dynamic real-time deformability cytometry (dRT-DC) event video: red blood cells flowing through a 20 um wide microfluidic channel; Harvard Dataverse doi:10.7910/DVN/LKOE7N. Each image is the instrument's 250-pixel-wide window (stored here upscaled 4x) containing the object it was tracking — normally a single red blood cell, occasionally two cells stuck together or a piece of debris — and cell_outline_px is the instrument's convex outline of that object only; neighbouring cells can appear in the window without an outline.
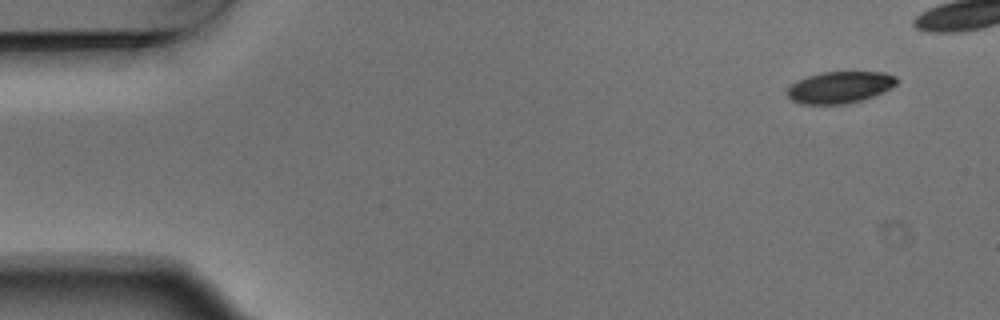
{"species": "Egyptian fruit bat (a non-hibernating species)", "species_latin": "Rousettus aegyptiacus", "temperature_condition": "warm", "stored_images_in_passage": 4, "camera_frame_rate_fps": 3000, "um_per_image_px": 0.085, "animal": {"sex": "male"}, "frame": {"image": 1, "passage_image": 1, "time_ms": 0.0, "image_size_px": [1000, 320], "cell_outline_px": [[896, 84], [892, 88], [864, 100], [848, 104], [804, 104], [792, 100], [788, 96], [788, 88], [796, 80], [820, 72], [884, 72], [896, 76]], "centroid_in_image_um": [71.4, 7.42], "position_along_channel_um": 13.6, "area_um2": 20.29}}